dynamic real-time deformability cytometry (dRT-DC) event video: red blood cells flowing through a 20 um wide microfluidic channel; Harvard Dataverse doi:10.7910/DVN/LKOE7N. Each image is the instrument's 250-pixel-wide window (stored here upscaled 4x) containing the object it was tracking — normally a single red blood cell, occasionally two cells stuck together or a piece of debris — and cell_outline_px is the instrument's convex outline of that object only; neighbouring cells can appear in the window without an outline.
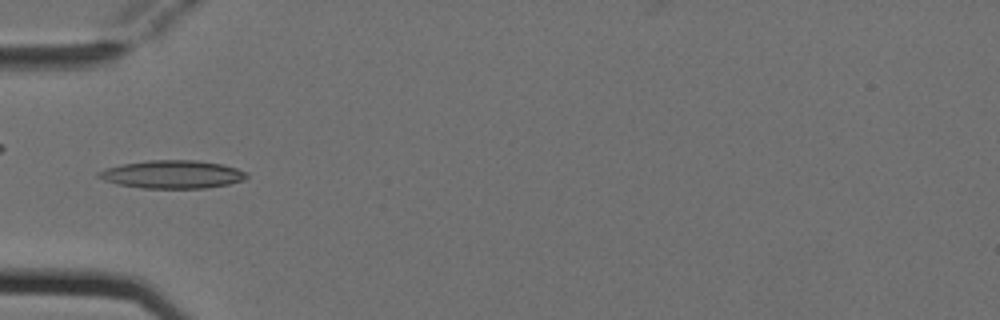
{"species": "Egyptian fruit bat (a non-hibernating species)", "species_latin": "Rousettus aegyptiacus", "temperature_condition": "cold", "stored_images_in_passage": 5, "camera_frame_rate_fps": 3000, "um_per_image_px": 0.085, "animal": {"sex": "female"}, "frame": {"image": 1, "passage_image": 4, "time_ms": 1.0, "image_size_px": [1000, 320], "cell_outline_px": [[248, 176], [244, 180], [228, 184], [204, 188], [140, 188], [116, 184], [104, 180], [96, 176], [96, 172], [104, 168], [120, 164], [148, 160], [196, 160], [220, 164], [236, 168], [248, 172]], "centroid_in_image_um": [14.6, 14.82], "position_along_channel_um": 70.4, "area_um2": 24.39}}
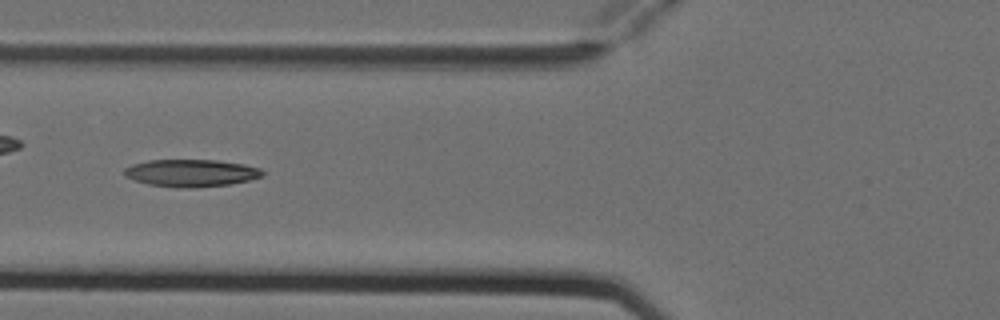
{"frame": {"image": 2, "passage_image": 5, "time_ms": 1.333, "image_size_px": [1000, 320], "cell_outline_px": [[264, 176], [248, 180], [228, 184], [196, 188], [176, 188], [148, 184], [124, 176], [124, 168], [132, 164], [148, 160], [216, 160], [244, 164], [260, 168], [264, 172]], "centroid_in_image_um": [16.24, 14.7], "position_along_channel_um": 109.6, "area_um2": 22.08}}